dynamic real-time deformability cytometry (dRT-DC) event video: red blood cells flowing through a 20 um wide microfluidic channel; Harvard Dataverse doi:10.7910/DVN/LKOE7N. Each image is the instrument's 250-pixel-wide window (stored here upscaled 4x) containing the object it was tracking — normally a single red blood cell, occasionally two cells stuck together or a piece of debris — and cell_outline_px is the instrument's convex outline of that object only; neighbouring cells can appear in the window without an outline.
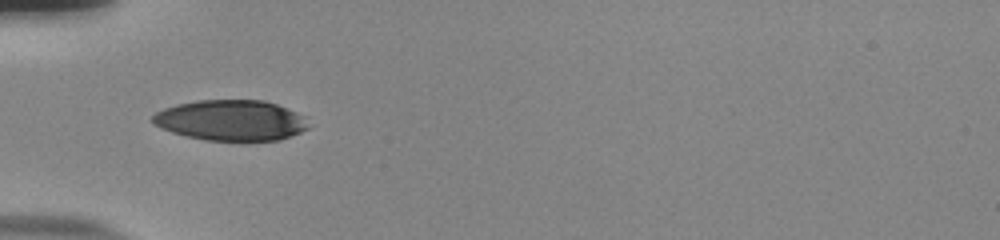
{"species": "human", "species_latin": "Homo sapiens", "temperature_condition": "room temperature", "stored_images_in_passage": 36, "camera_frame_rate_fps": 3000, "um_per_image_px": 0.085, "donor": {"sex": "male"}, "frame": {"image": 1, "passage_image": 1, "time_ms": 0.0, "image_size_px": [1000, 240], "cell_outline_px": [[308, 128], [300, 132], [280, 140], [244, 144], [204, 140], [172, 132], [160, 128], [152, 124], [152, 116], [156, 112], [164, 108], [176, 104], [200, 100], [264, 100], [276, 104], [296, 112], [304, 116]], "centroid_in_image_um": [19.63, 10.27], "position_along_channel_um": 65.4, "area_um2": 37.8}}
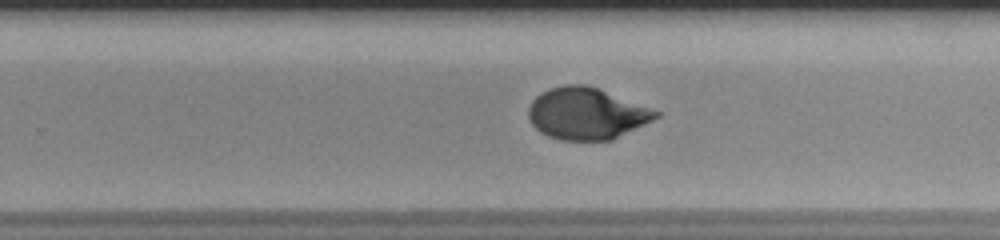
{"frame": {"image": 2, "passage_image": 18, "time_ms": 5.667, "image_size_px": [1000, 240], "cell_outline_px": [[664, 112], [660, 116], [612, 140], [560, 140], [548, 136], [540, 132], [532, 124], [528, 116], [528, 108], [532, 100], [536, 96], [552, 88], [564, 84], [588, 84]], "centroid_in_image_um": [49.88, 9.64], "position_along_channel_um": 279.9, "area_um2": 38.55}}
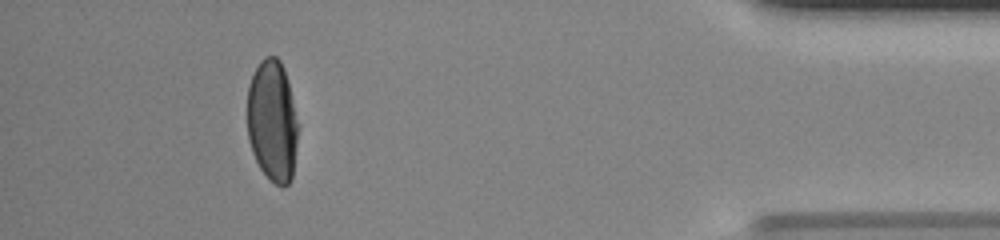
{"frame": {"image": 3, "passage_image": 32, "time_ms": 10.333, "image_size_px": [1000, 240], "cell_outline_px": [[296, 144], [292, 180], [284, 188], [276, 184], [260, 168], [252, 152], [248, 140], [248, 84], [260, 60], [264, 56], [276, 56], [280, 60], [284, 68], [288, 84], [296, 124]], "centroid_in_image_um": [23.12, 10.28], "position_along_channel_um": 412.1, "area_um2": 35.37}, "authors_computed_cell_mechanics": {"area_um2": 38.5237, "velocity_mm_per_s": 3.8545, "shape_relaxation_time_tau1_ms": 5.8992, "shape_relaxation_time_tau2_ms": 0.8011, "deformation_change_tau1": 0.2278, "deformation_change_tau2": 0.0399}}